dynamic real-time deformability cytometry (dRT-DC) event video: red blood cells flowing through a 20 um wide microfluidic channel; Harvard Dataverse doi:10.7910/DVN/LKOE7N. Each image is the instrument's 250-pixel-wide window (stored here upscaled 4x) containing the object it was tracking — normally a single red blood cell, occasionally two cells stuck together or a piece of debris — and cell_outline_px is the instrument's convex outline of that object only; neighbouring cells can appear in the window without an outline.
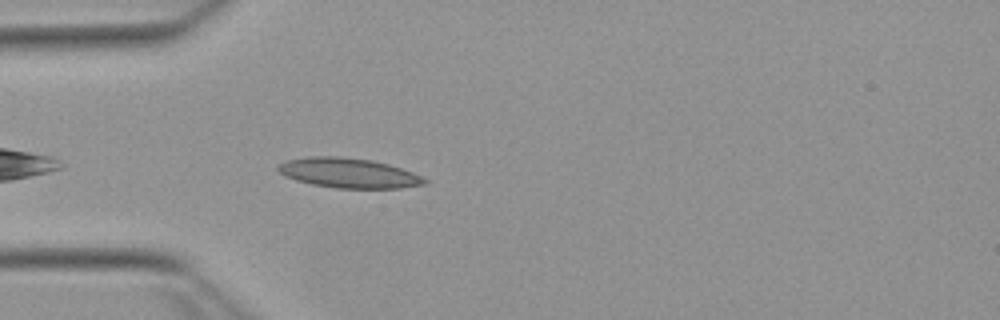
{"species": "Egyptian fruit bat (a non-hibernating species)", "species_latin": "Rousettus aegyptiacus", "temperature_condition": "warm", "stored_images_in_passage": 24, "camera_frame_rate_fps": 3000, "um_per_image_px": 0.085, "animal": {"sex": "female"}, "frame": {"image": 1, "passage_image": 4, "time_ms": 1.0, "image_size_px": [1000, 320], "cell_outline_px": [[428, 184], [400, 188], [336, 188], [312, 184], [296, 180], [280, 172], [276, 168], [276, 164], [288, 160], [308, 156], [340, 156], [372, 160], [388, 164], [412, 172], [428, 180]], "centroid_in_image_um": [29.63, 14.7], "position_along_channel_um": 55.4, "area_um2": 25.43}}
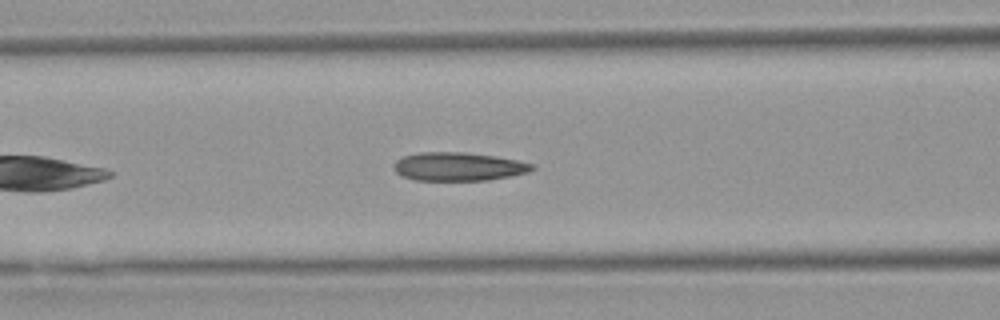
{"frame": {"image": 2, "passage_image": 10, "time_ms": 3.0, "image_size_px": [1000, 320], "cell_outline_px": [[536, 168], [528, 172], [512, 176], [488, 180], [416, 180], [400, 176], [396, 172], [396, 160], [404, 156], [420, 152], [464, 152], [496, 156], [536, 164]], "centroid_in_image_um": [39.02, 14.16], "position_along_channel_um": 127.6, "area_um2": 22.95}}
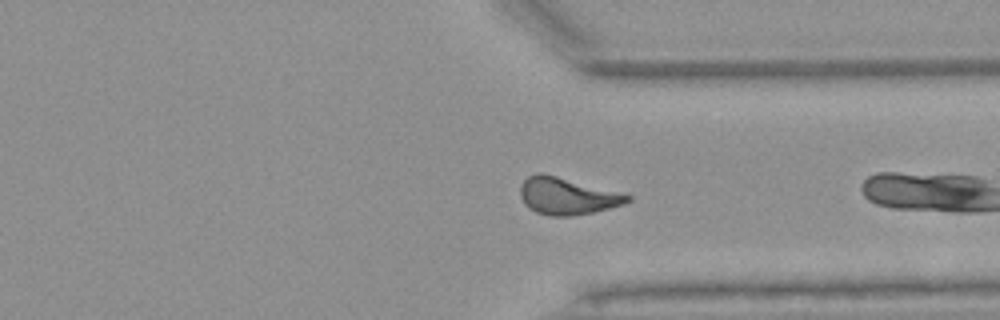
{"frame": {"image": 3, "passage_image": 23, "time_ms": 7.333, "image_size_px": [1000, 320], "cell_outline_px": [[632, 200], [624, 204], [592, 212], [572, 216], [552, 216], [536, 212], [528, 208], [524, 204], [520, 196], [520, 184], [528, 176], [536, 172], [540, 172], [556, 176], [632, 196]], "centroid_in_image_um": [48.15, 16.67], "position_along_channel_um": 363.3, "area_um2": 22.83}}